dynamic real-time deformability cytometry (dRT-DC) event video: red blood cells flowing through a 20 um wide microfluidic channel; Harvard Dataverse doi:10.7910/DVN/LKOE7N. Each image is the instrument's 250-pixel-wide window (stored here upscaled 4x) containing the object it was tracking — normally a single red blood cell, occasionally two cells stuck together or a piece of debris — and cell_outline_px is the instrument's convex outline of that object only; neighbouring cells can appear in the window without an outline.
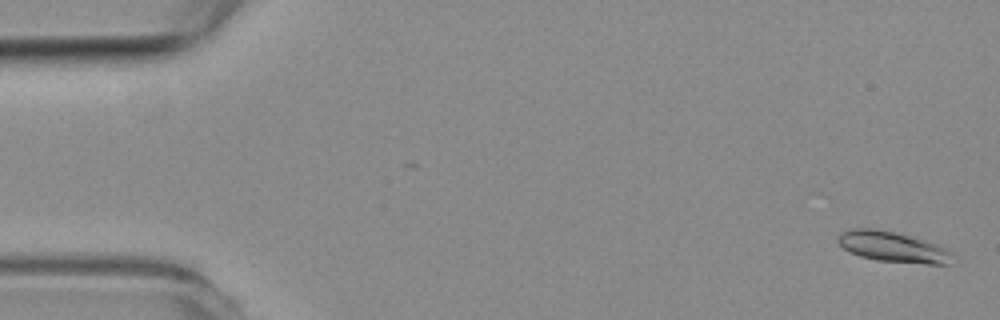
{"species": "common noctule bat (a hibernating species)", "species_latin": "Nyctalus noctula", "temperature_condition": "room temperature", "stored_images_in_passage": 8, "camera_frame_rate_fps": 3000, "um_per_image_px": 0.085, "animal": {"sex": "female", "body_mass_g": 19.3, "forearm_length_mm": 54.1}, "frame": {"image": 1, "passage_image": 1, "time_ms": 0.0, "image_size_px": [1000, 320], "cell_outline_px": [[960, 260], [948, 264], [928, 264], [876, 260], [860, 256], [848, 252], [836, 240], [836, 236], [840, 232], [848, 228], [872, 228], [896, 232], [940, 244], [948, 248], [960, 256]], "centroid_in_image_um": [76.01, 20.99], "position_along_channel_um": 9.0, "area_um2": 21.27}}
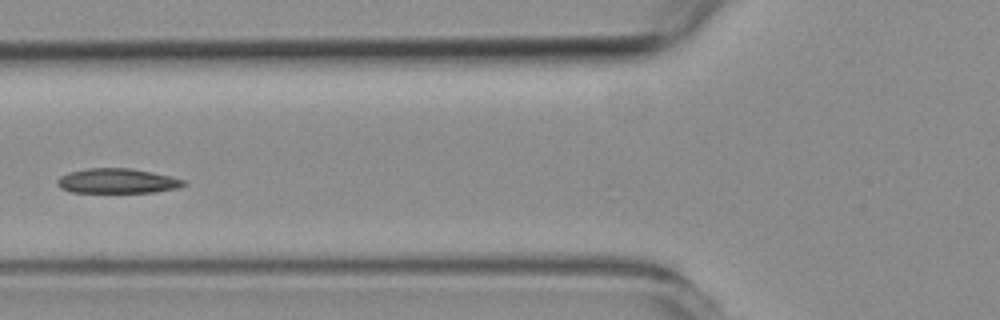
{"frame": {"image": 2, "passage_image": 6, "time_ms": 6.667, "image_size_px": [1000, 320], "cell_outline_px": [[188, 184], [180, 188], [156, 192], [72, 192], [60, 188], [56, 184], [56, 180], [60, 176], [68, 172], [88, 168], [132, 168], [172, 176], [184, 180]], "centroid_in_image_um": [9.99, 15.38], "position_along_channel_um": 115.8, "area_um2": 18.5}}
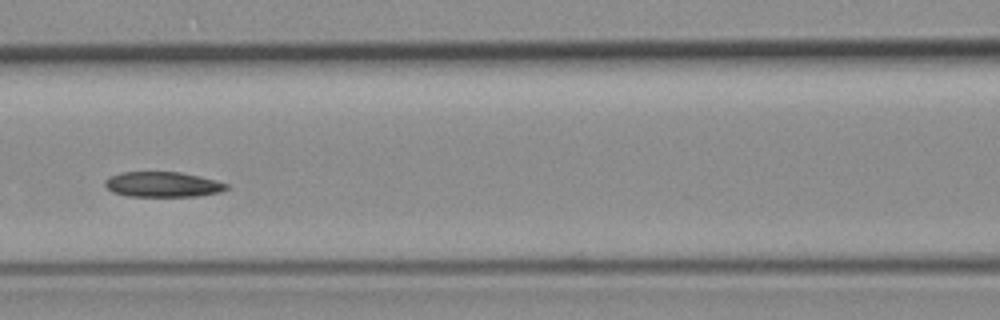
{"frame": {"image": 3, "passage_image": 7, "time_ms": 7.667, "image_size_px": [1000, 320], "cell_outline_px": [[228, 188], [220, 192], [196, 196], [128, 196], [112, 192], [104, 184], [104, 180], [108, 176], [120, 172], [180, 172], [200, 176], [216, 180], [228, 184]], "centroid_in_image_um": [13.8, 15.67], "position_along_channel_um": 152.8, "area_um2": 17.92}}